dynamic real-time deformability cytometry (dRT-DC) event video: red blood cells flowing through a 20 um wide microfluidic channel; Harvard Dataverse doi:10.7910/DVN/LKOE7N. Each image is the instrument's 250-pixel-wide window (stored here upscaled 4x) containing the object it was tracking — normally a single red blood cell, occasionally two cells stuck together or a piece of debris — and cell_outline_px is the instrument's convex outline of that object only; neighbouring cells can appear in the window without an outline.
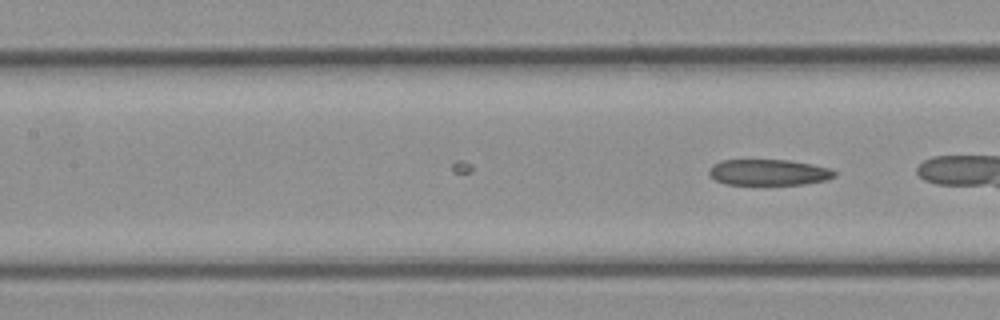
{"species": "common noctule bat (a hibernating species)", "species_latin": "Nyctalus noctula", "temperature_condition": "cold", "stored_images_in_passage": 19, "camera_frame_rate_fps": 3000, "um_per_image_px": 0.085, "animal": {"sex": "female", "body_mass_g": 21.9}, "frame": {"image": 1, "passage_image": 19, "time_ms": 6.0, "image_size_px": [1000, 320], "cell_outline_px": [[836, 176], [828, 180], [804, 184], [724, 184], [716, 180], [708, 172], [708, 168], [712, 164], [724, 160], [788, 160], [812, 164], [832, 168], [836, 172]], "centroid_in_image_um": [65.37, 14.64], "position_along_channel_um": 142.0, "area_um2": 19.07}}